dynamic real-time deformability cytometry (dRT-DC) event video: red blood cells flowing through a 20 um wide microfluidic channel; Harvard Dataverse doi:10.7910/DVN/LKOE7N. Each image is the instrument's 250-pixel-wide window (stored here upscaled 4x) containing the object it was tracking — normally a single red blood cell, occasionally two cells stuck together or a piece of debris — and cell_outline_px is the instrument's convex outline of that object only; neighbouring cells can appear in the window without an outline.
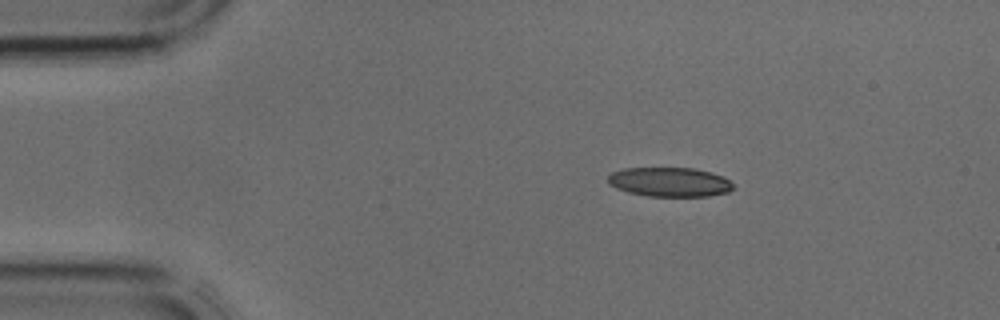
{"species": "common noctule bat (a hibernating species)", "species_latin": "Nyctalus noctula", "temperature_condition": "cold", "stored_images_in_passage": 2, "camera_frame_rate_fps": 3000, "um_per_image_px": 0.085, "animal": {"sex": "male", "body_mass_g": 17.9, "forearm_length_mm": 54.2}, "frame": {"image": 1, "passage_image": 1, "time_ms": 0.0, "image_size_px": [1000, 320], "cell_outline_px": [[732, 188], [728, 192], [708, 196], [648, 196], [628, 192], [616, 188], [608, 184], [608, 176], [612, 172], [624, 168], [692, 168], [712, 172], [724, 176], [732, 184]], "centroid_in_image_um": [56.9, 15.47], "position_along_channel_um": 28.1, "area_um2": 21.39}}